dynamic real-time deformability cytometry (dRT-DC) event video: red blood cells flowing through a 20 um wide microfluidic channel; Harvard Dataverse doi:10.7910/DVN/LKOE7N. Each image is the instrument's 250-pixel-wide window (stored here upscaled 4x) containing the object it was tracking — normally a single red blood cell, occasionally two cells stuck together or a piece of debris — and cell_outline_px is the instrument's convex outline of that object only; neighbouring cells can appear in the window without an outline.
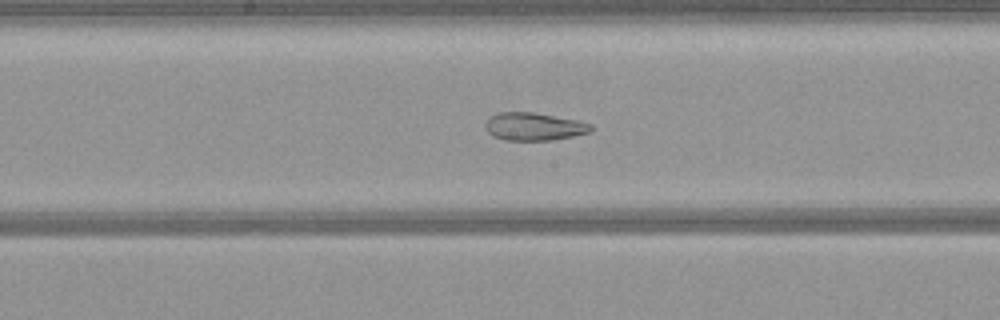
{"species": "common noctule bat (a hibernating species)", "species_latin": "Nyctalus noctula", "temperature_condition": "warm", "stored_images_in_passage": 40, "camera_frame_rate_fps": 3000, "um_per_image_px": 0.085, "animal": {"sex": "female", "body_mass_g": 21.9}, "frame": {"image": 1, "passage_image": 14, "time_ms": 4.333, "image_size_px": [1000, 320], "cell_outline_px": [[592, 132], [552, 140], [504, 140], [492, 136], [488, 132], [484, 124], [492, 116], [500, 112], [532, 112], [576, 120], [592, 124]], "centroid_in_image_um": [45.39, 10.76], "position_along_channel_um": 202.8, "area_um2": 16.99}}
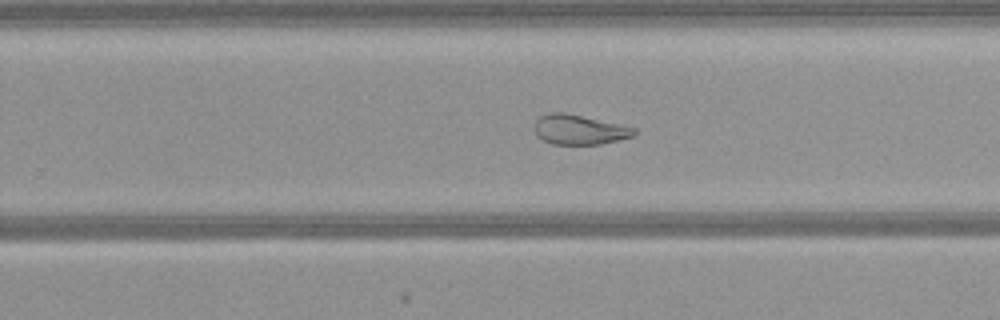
{"frame": {"image": 2, "passage_image": 20, "time_ms": 6.333, "image_size_px": [1000, 320], "cell_outline_px": [[636, 132], [632, 136], [600, 144], [552, 144], [536, 136], [532, 128], [536, 120], [540, 116], [548, 112], [564, 112], [636, 128]], "centroid_in_image_um": [49.16, 11.01], "position_along_channel_um": 280.6, "area_um2": 17.22}}
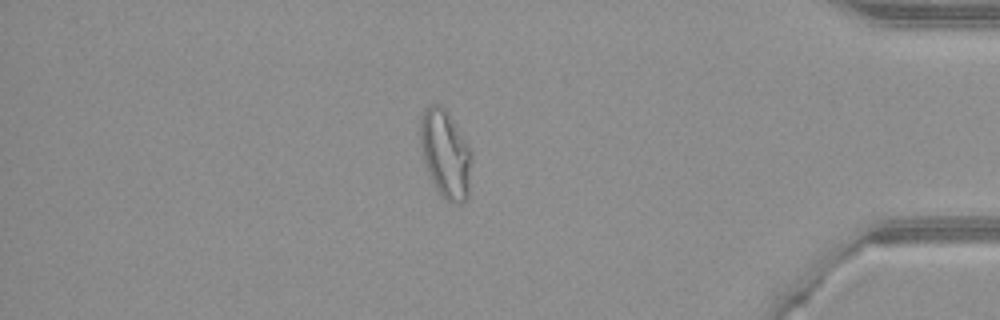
{"frame": {"image": 3, "passage_image": 32, "time_ms": 10.333, "image_size_px": [1000, 320], "cell_outline_px": [[472, 160], [468, 196], [460, 204], [456, 204], [444, 200], [440, 196], [420, 156], [420, 116], [424, 108], [428, 104], [440, 104], [448, 112], [468, 144], [472, 152]], "centroid_in_image_um": [37.84, 13.08], "position_along_channel_um": 397.4, "area_um2": 26.93}}